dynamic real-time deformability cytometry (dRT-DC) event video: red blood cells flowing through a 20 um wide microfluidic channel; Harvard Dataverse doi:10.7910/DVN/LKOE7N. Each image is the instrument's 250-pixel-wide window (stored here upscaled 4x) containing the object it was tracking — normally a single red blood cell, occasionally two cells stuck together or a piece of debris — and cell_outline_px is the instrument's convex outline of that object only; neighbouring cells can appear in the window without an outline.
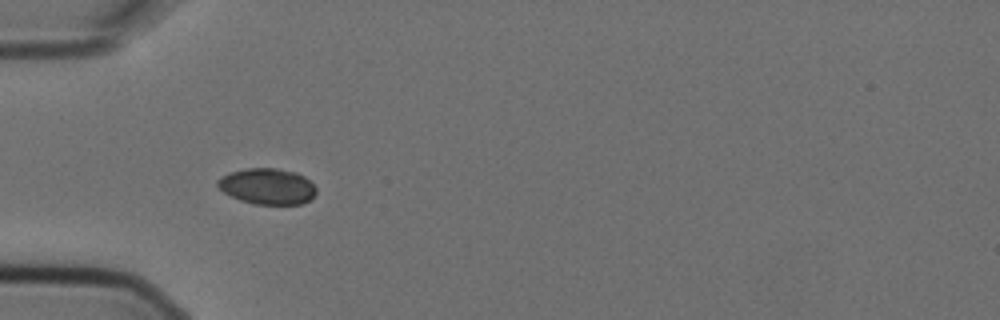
{"species": "Egyptian fruit bat (a non-hibernating species)", "species_latin": "Rousettus aegyptiacus", "temperature_condition": "cold", "stored_images_in_passage": 6, "camera_frame_rate_fps": 3000, "um_per_image_px": 0.085, "animal": {"sex": "female"}, "frame": {"image": 1, "passage_image": 5, "time_ms": 1.333, "image_size_px": [1000, 320], "cell_outline_px": [[316, 192], [308, 200], [300, 204], [256, 204], [240, 200], [224, 192], [216, 184], [216, 180], [232, 172], [244, 168], [276, 168], [296, 172], [304, 176], [316, 188]], "centroid_in_image_um": [22.72, 15.83], "position_along_channel_um": 62.3, "area_um2": 20.4}}
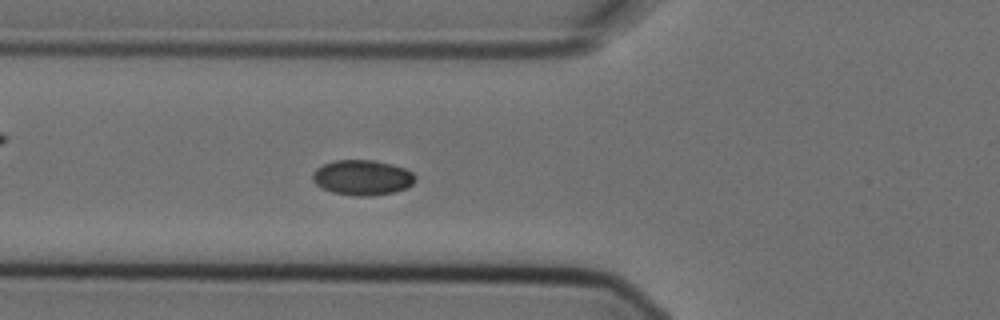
{"frame": {"image": 2, "passage_image": 6, "time_ms": 1.667, "image_size_px": [1000, 320], "cell_outline_px": [[416, 180], [412, 184], [404, 188], [392, 192], [368, 196], [352, 196], [332, 192], [316, 184], [312, 180], [312, 172], [316, 168], [324, 164], [336, 160], [376, 160], [392, 164], [404, 168], [412, 172], [416, 176]], "centroid_in_image_um": [30.79, 15.08], "position_along_channel_um": 95.0, "area_um2": 21.04}}